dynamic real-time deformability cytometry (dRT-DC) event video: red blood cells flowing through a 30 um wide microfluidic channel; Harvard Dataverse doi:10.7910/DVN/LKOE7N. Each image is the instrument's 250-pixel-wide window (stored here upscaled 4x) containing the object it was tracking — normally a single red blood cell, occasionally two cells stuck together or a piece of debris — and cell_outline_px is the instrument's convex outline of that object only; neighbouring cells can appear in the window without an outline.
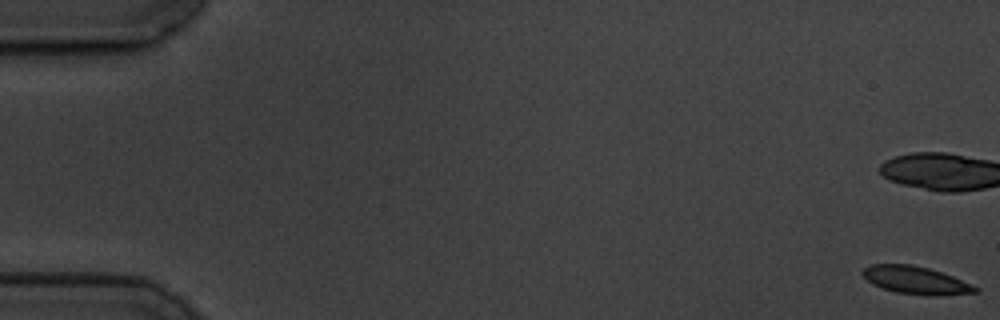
{"species": "common noctule bat (a hibernating species)", "species_latin": "Nyctalus noctula", "temperature_condition": "cold", "stored_images_in_passage": 20, "camera_frame_rate_fps": 3000, "um_per_image_px": 0.085, "animal": {"sex": "male", "body_mass_g": 19.5, "forearm_length_mm": 54.6}, "frame": {"image": 1, "passage_image": 1, "time_ms": 0.0, "image_size_px": [1000, 320], "cell_outline_px": [[980, 292], [928, 296], [896, 292], [872, 284], [860, 272], [868, 264], [912, 264], [928, 268], [952, 276], [980, 288]], "centroid_in_image_um": [77.83, 23.81], "position_along_channel_um": 7.2, "area_um2": 18.09}}